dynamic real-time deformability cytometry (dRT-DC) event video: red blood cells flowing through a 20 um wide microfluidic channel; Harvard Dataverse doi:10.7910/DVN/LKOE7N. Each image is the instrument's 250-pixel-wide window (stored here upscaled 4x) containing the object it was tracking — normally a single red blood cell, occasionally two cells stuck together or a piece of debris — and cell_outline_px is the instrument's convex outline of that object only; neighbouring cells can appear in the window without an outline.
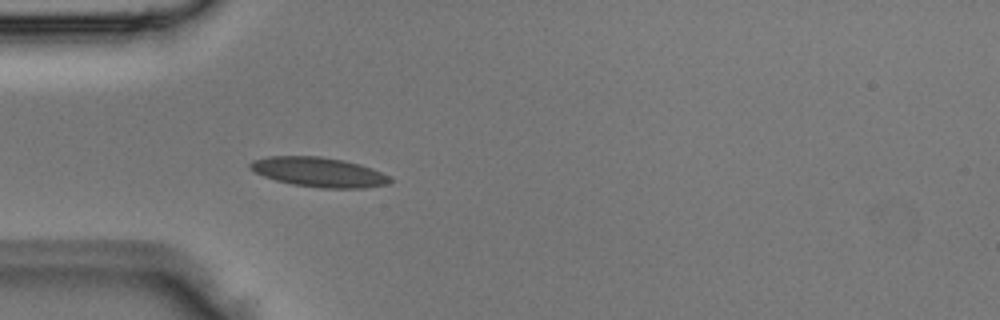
{"species": "Egyptian fruit bat (a non-hibernating species)", "species_latin": "Rousettus aegyptiacus", "temperature_condition": "room temperature", "stored_images_in_passage": 3, "camera_frame_rate_fps": 3000, "um_per_image_px": 0.085, "animal": {"sex": "male"}, "frame": {"image": 1, "passage_image": 3, "time_ms": 0.667, "image_size_px": [1000, 320], "cell_outline_px": [[392, 180], [388, 184], [364, 188], [320, 188], [292, 184], [276, 180], [264, 176], [248, 168], [248, 164], [252, 160], [268, 156], [320, 156], [344, 160], [360, 164], [372, 168], [388, 176]], "centroid_in_image_um": [27.08, 14.62], "position_along_channel_um": 57.9, "area_um2": 24.16}}